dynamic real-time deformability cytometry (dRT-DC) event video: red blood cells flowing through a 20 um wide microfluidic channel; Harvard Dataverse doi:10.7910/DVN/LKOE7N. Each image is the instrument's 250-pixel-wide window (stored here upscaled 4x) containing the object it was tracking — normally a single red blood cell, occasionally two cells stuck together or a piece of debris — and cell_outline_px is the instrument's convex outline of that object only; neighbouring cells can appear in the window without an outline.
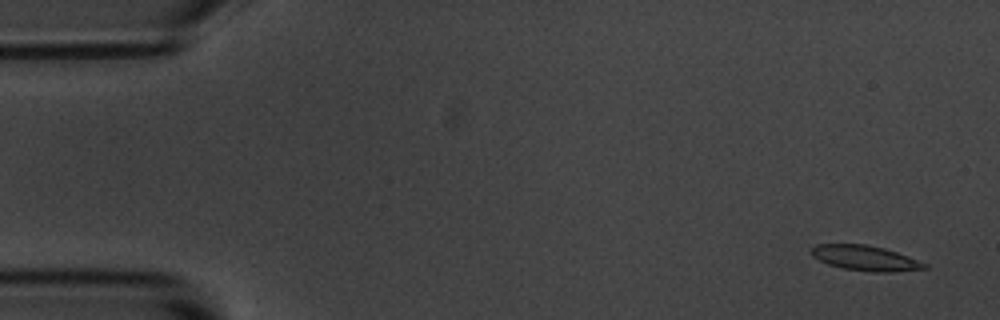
{"species": "common noctule bat (a hibernating species)", "species_latin": "Nyctalus noctula", "temperature_condition": "room temperature", "stored_images_in_passage": 4, "camera_frame_rate_fps": 3000, "um_per_image_px": 0.085, "animal": {"sex": "male", "body_mass_g": 20.1, "forearm_length_mm": 53.5}, "frame": {"image": 1, "passage_image": 1, "time_ms": 0.0, "image_size_px": [1000, 320], "cell_outline_px": [[928, 268], [892, 272], [872, 272], [844, 268], [828, 264], [812, 256], [808, 252], [816, 244], [868, 244], [884, 248], [908, 256], [928, 264]], "centroid_in_image_um": [73.54, 21.93], "position_along_channel_um": 11.5, "area_um2": 16.59}}
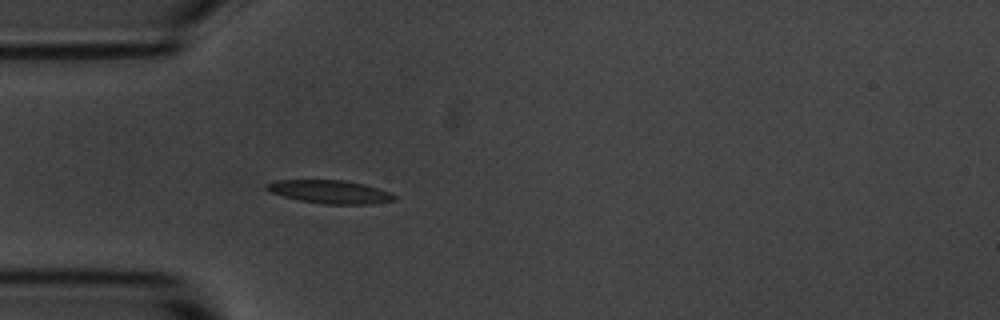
{"frame": {"image": 2, "passage_image": 4, "time_ms": 4.333, "image_size_px": [1000, 320], "cell_outline_px": [[396, 200], [372, 204], [324, 204], [300, 200], [284, 196], [272, 192], [264, 188], [264, 184], [276, 180], [344, 180], [364, 184], [392, 192], [396, 196]], "centroid_in_image_um": [28.08, 16.3], "position_along_channel_um": 56.9, "area_um2": 17.34}}